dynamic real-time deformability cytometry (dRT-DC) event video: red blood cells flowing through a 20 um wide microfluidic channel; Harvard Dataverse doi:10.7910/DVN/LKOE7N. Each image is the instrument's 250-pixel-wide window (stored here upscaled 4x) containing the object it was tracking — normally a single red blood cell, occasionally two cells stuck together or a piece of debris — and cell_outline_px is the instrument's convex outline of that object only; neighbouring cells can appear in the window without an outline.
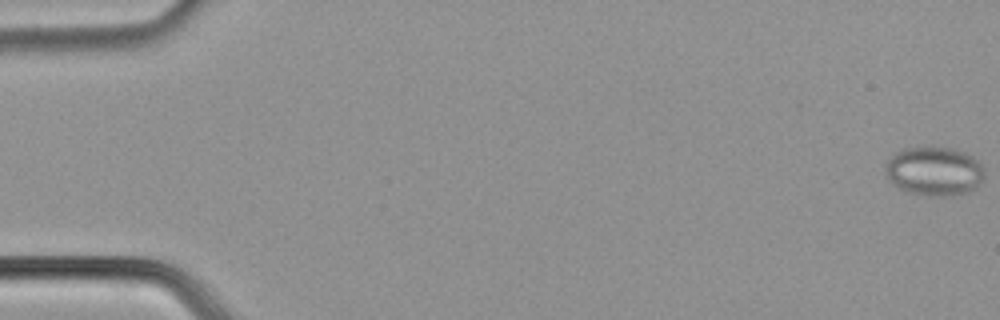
{"species": "common noctule bat (a hibernating species)", "species_latin": "Nyctalus noctula", "temperature_condition": "cold", "stored_images_in_passage": 39, "camera_frame_rate_fps": 3000, "um_per_image_px": 0.085, "animal": {"sex": "male", "body_mass_g": 21.5, "forearm_length_mm": 52.0}, "frame": {"image": 1, "passage_image": 1, "time_ms": 0.0, "image_size_px": [1000, 320], "cell_outline_px": [[984, 176], [968, 192], [944, 196], [928, 196], [908, 192], [892, 184], [888, 180], [884, 168], [888, 160], [896, 152], [904, 148], [952, 148], [964, 152], [976, 160], [984, 168]], "centroid_in_image_um": [79.36, 14.56], "position_along_channel_um": 5.6, "area_um2": 27.86}}
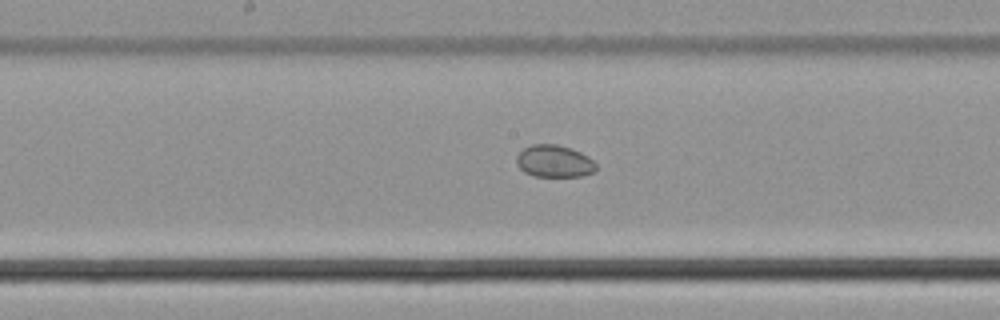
{"frame": {"image": 2, "passage_image": 30, "time_ms": 9.667, "image_size_px": [1000, 320], "cell_outline_px": [[596, 168], [592, 172], [584, 176], [536, 176], [524, 172], [516, 164], [516, 156], [524, 148], [532, 144], [556, 144], [580, 152], [588, 156], [596, 164]], "centroid_in_image_um": [47.09, 13.7], "position_along_channel_um": 201.1, "area_um2": 14.8}}
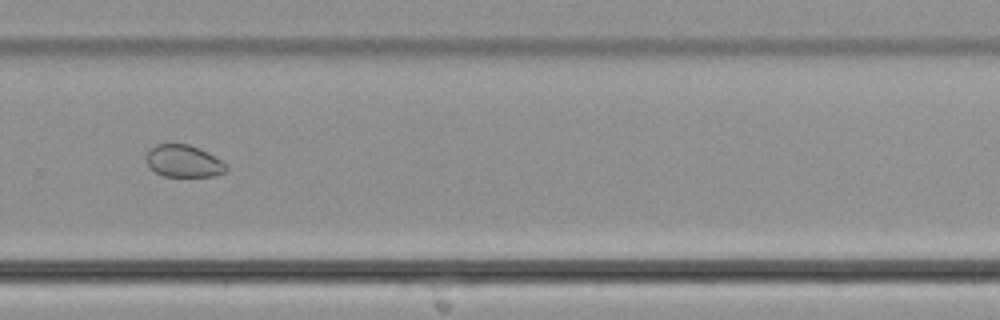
{"frame": {"image": 3, "passage_image": 39, "time_ms": 12.667, "image_size_px": [1000, 320], "cell_outline_px": [[228, 168], [224, 172], [212, 176], [164, 176], [148, 168], [148, 152], [156, 144], [188, 144], [200, 148], [208, 152], [220, 160]], "centroid_in_image_um": [15.61, 13.69], "position_along_channel_um": 314.2, "area_um2": 14.74}}